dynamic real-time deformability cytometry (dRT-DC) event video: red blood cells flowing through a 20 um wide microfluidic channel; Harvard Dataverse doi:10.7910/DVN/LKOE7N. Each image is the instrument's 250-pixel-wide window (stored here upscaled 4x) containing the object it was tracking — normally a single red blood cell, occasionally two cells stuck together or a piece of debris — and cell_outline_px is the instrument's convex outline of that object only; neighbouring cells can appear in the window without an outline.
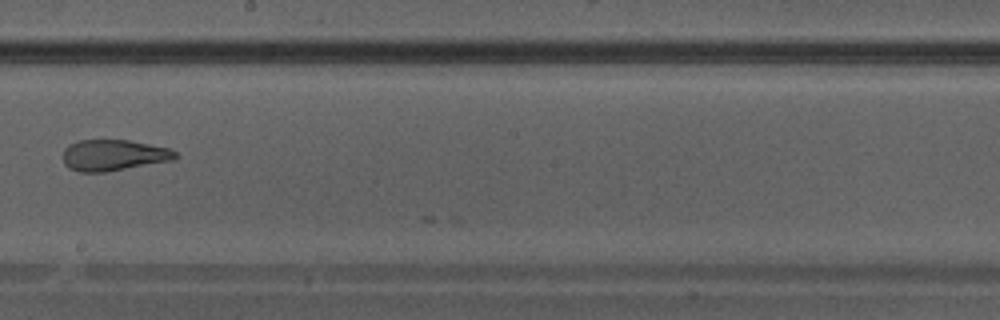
{"species": "Egyptian fruit bat (a non-hibernating species)", "species_latin": "Rousettus aegyptiacus", "temperature_condition": "warm", "stored_images_in_passage": 39, "camera_frame_rate_fps": 3000, "um_per_image_px": 0.085, "animal": {"sex": "male"}, "frame": {"image": 1, "passage_image": 23, "time_ms": 7.333, "image_size_px": [1000, 320], "cell_outline_px": [[180, 156], [172, 160], [104, 172], [80, 172], [68, 168], [64, 164], [64, 148], [68, 144], [80, 140], [128, 140], [168, 148], [176, 152]], "centroid_in_image_um": [9.63, 13.19], "position_along_channel_um": 238.6, "area_um2": 20.23}}